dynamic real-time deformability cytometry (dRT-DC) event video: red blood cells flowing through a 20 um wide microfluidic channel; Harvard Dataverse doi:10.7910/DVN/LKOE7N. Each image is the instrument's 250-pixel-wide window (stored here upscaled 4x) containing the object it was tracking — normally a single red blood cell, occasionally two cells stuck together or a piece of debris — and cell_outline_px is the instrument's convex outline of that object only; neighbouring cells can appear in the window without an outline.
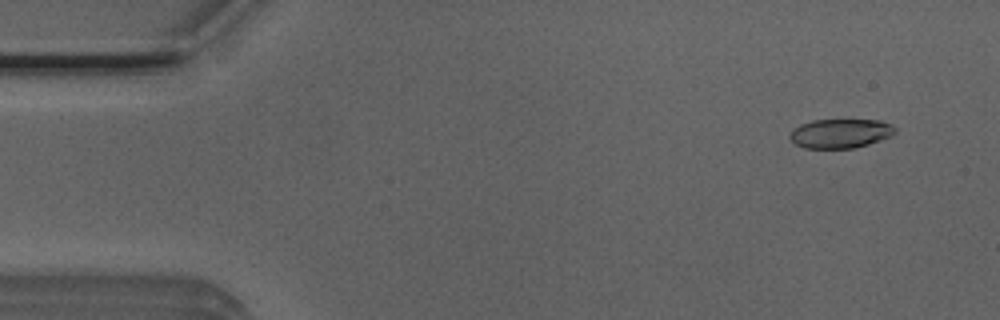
{"species": "Egyptian fruit bat (a non-hibernating species)", "species_latin": "Rousettus aegyptiacus", "temperature_condition": "room temperature", "stored_images_in_passage": 52, "camera_frame_rate_fps": 3000, "um_per_image_px": 0.085, "animal": {"sex": "male"}, "frame": {"image": 1, "passage_image": 4, "time_ms": 1.0, "image_size_px": [1000, 320], "cell_outline_px": [[896, 132], [892, 136], [856, 148], [804, 148], [796, 144], [788, 136], [792, 128], [800, 124], [812, 120], [880, 120], [892, 124], [896, 128]], "centroid_in_image_um": [71.44, 11.34], "position_along_channel_um": 13.6, "area_um2": 18.09}}
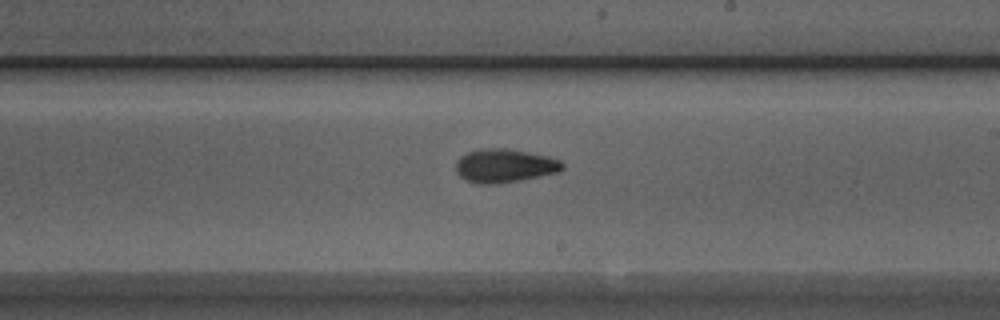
{"frame": {"image": 2, "passage_image": 30, "time_ms": 9.667, "image_size_px": [1000, 320], "cell_outline_px": [[564, 168], [560, 172], [520, 180], [496, 184], [472, 184], [464, 180], [456, 172], [456, 164], [460, 156], [468, 152], [484, 148], [504, 148], [528, 152], [548, 156], [560, 160], [564, 164]], "centroid_in_image_um": [42.88, 14.1], "position_along_channel_um": 246.1, "area_um2": 21.04}}
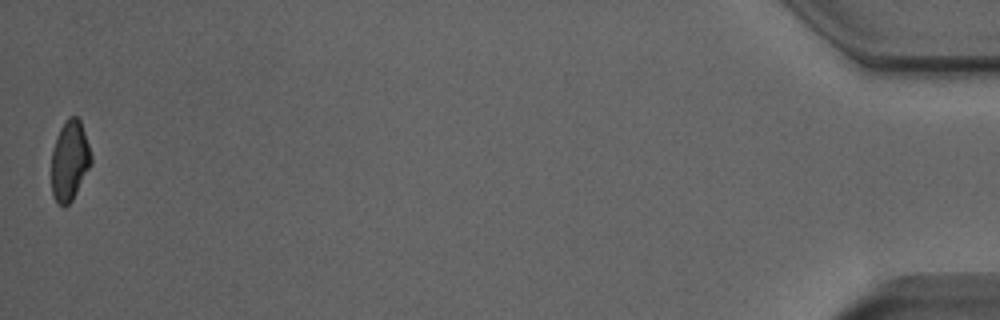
{"frame": {"image": 3, "passage_image": 52, "time_ms": 17.0, "image_size_px": [1000, 320], "cell_outline_px": [[92, 164], [72, 200], [64, 208], [56, 200], [52, 192], [52, 152], [56, 136], [60, 128], [68, 116], [76, 116], [80, 120], [92, 156]], "centroid_in_image_um": [5.93, 13.64], "position_along_channel_um": 429.3, "area_um2": 18.44}, "authors_computed_cell_mechanics": {"area_um2": 19.4786, "velocity_mm_per_s": 3.9, "shape_relaxation_time_tau1_ms": 6.6422, "shape_relaxation_time_tau2_ms": 2.8164, "deformation_change_tau1": 0.1848, "deformation_change_tau2": 0.0854}}